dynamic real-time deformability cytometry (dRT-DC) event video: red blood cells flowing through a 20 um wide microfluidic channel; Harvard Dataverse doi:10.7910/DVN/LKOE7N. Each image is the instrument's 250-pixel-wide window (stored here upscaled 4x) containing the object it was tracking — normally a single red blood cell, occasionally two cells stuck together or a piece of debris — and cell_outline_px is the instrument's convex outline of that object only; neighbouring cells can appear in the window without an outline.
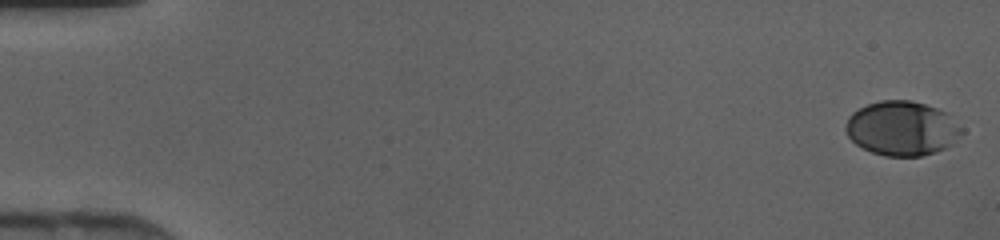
{"species": "human", "species_latin": "Homo sapiens", "temperature_condition": "cold", "stored_images_in_passage": 46, "camera_frame_rate_fps": 3000, "um_per_image_px": 0.085, "donor": {"sex": "female"}, "frame": {"image": 1, "passage_image": 1, "time_ms": 0.0, "image_size_px": [1000, 240], "cell_outline_px": [[964, 132], [952, 144], [936, 152], [920, 156], [884, 156], [872, 152], [856, 144], [848, 136], [844, 128], [848, 116], [852, 112], [868, 104], [880, 100], [912, 100], [948, 112], [964, 128]], "centroid_in_image_um": [76.69, 10.9], "position_along_channel_um": 8.3, "area_um2": 37.11}}
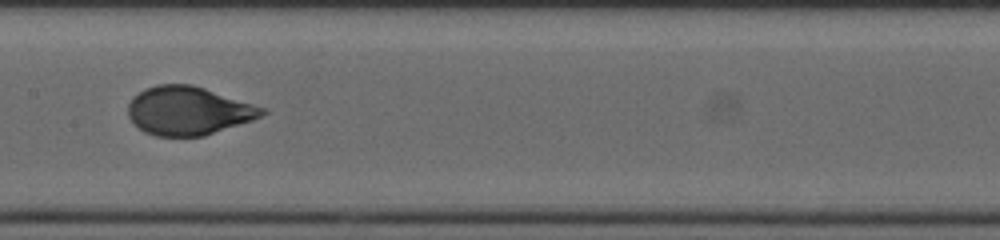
{"frame": {"image": 2, "passage_image": 24, "time_ms": 7.667, "image_size_px": [1000, 240], "cell_outline_px": [[268, 112], [252, 120], [204, 136], [156, 136], [144, 132], [128, 116], [128, 104], [132, 96], [144, 88], [156, 84], [192, 84], [268, 108]], "centroid_in_image_um": [16.01, 9.4], "position_along_channel_um": 191.4, "area_um2": 38.03}}
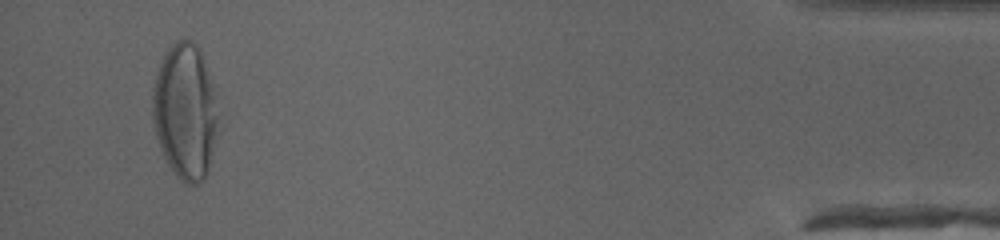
{"frame": {"image": 3, "passage_image": 44, "time_ms": 14.333, "image_size_px": [1000, 240], "cell_outline_px": [[220, 116], [208, 172], [204, 180], [196, 184], [188, 184], [180, 180], [176, 176], [168, 164], [160, 148], [156, 136], [152, 120], [152, 88], [156, 72], [168, 48], [176, 40], [192, 40], [200, 48], [212, 88]], "centroid_in_image_um": [15.73, 9.5], "position_along_channel_um": 419.5, "area_um2": 52.02}}